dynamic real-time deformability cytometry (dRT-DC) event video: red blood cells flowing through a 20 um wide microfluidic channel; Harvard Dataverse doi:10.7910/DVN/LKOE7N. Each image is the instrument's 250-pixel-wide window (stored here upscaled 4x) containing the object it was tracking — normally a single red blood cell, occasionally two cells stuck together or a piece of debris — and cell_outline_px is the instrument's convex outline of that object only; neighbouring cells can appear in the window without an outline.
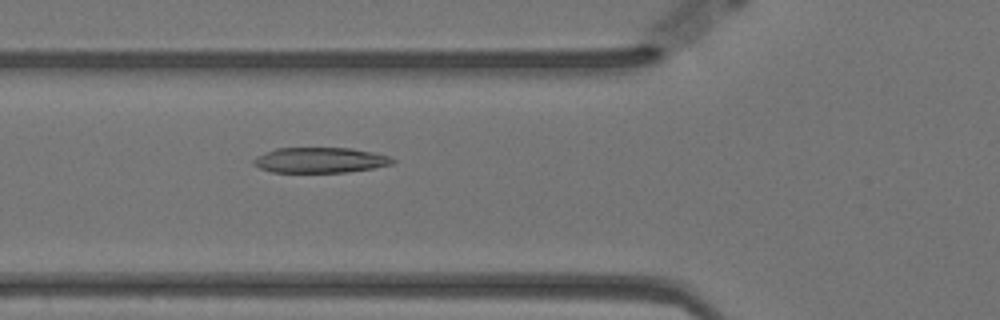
{"species": "Egyptian fruit bat (a non-hibernating species)", "species_latin": "Rousettus aegyptiacus", "temperature_condition": "warm", "stored_images_in_passage": 53, "camera_frame_rate_fps": 3000, "um_per_image_px": 0.085, "animal": {"sex": "female"}, "frame": {"image": 1, "passage_image": 18, "time_ms": 5.667, "image_size_px": [1000, 320], "cell_outline_px": [[396, 160], [392, 164], [372, 168], [348, 172], [272, 172], [260, 168], [252, 164], [252, 160], [256, 156], [276, 148], [352, 148], [372, 152], [388, 156]], "centroid_in_image_um": [27.18, 13.61], "position_along_channel_um": 98.6, "area_um2": 20.52}}
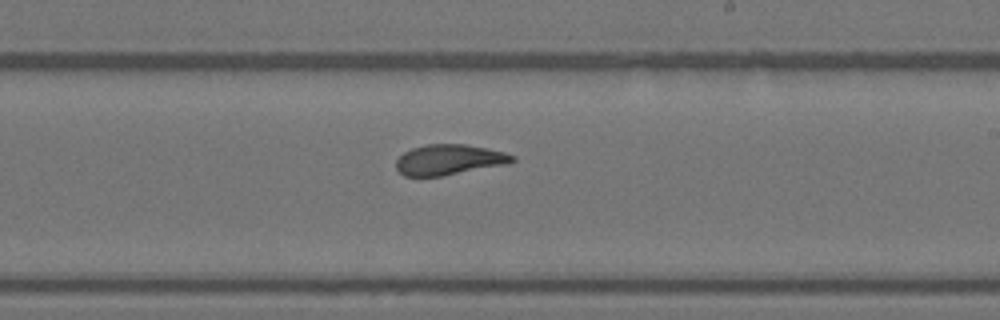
{"frame": {"image": 2, "passage_image": 31, "time_ms": 10.0, "image_size_px": [1000, 320], "cell_outline_px": [[516, 160], [508, 164], [440, 176], [404, 176], [396, 168], [396, 160], [404, 152], [412, 148], [428, 144], [464, 144], [488, 148], [504, 152], [516, 156]], "centroid_in_image_um": [38.19, 13.57], "position_along_channel_um": 250.8, "area_um2": 20.58}}
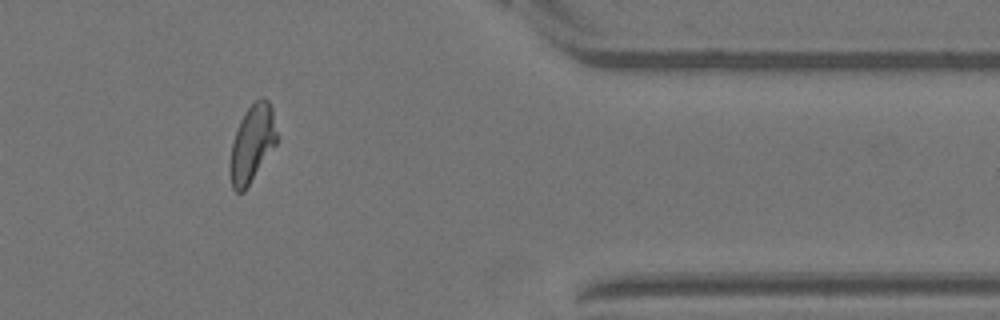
{"frame": {"image": 3, "passage_image": 45, "time_ms": 14.667, "image_size_px": [1000, 320], "cell_outline_px": [[276, 144], [244, 192], [236, 192], [232, 188], [228, 168], [232, 144], [240, 120], [244, 112], [260, 96], [264, 96], [268, 100], [272, 108], [276, 132]], "centroid_in_image_um": [21.41, 12.21], "position_along_channel_um": 390.0, "area_um2": 20.98}, "authors_computed_cell_mechanics": {"area_um2": 21.3282, "velocity_mm_per_s": 3.5068, "shape_relaxation_time_tau1_ms": 5.6396, "shape_relaxation_time_tau2_ms": 1.0746, "deformation_change_tau1": 0.1815, "deformation_change_tau2": 0.0877}}